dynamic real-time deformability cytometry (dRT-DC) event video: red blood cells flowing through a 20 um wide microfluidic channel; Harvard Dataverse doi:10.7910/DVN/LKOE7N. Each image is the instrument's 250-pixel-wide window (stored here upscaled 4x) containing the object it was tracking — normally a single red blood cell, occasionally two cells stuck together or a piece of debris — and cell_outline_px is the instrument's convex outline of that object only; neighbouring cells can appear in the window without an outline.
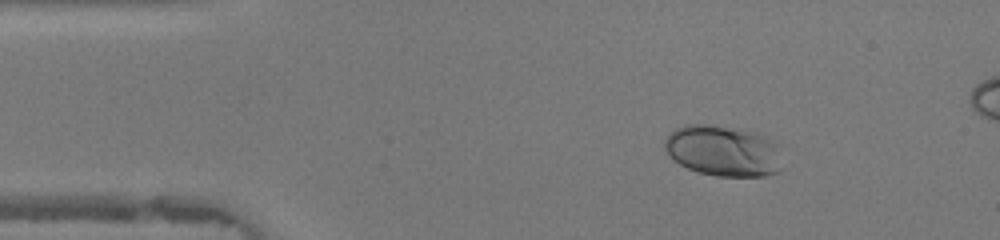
{"species": "human", "species_latin": "Homo sapiens", "temperature_condition": "warm", "stored_images_in_passage": 48, "camera_frame_rate_fps": 3000, "um_per_image_px": 0.085, "donor": {"sex": "female"}, "frame": {"image": 1, "passage_image": 7, "time_ms": 2.0, "image_size_px": [1000, 240], "cell_outline_px": [[780, 172], [764, 176], [716, 176], [700, 172], [688, 168], [672, 160], [664, 148], [664, 140], [676, 128], [684, 124], [708, 124], [748, 128], [760, 132], [776, 140], [780, 144]], "centroid_in_image_um": [61.53, 12.78], "position_along_channel_um": 23.5, "area_um2": 35.95}}
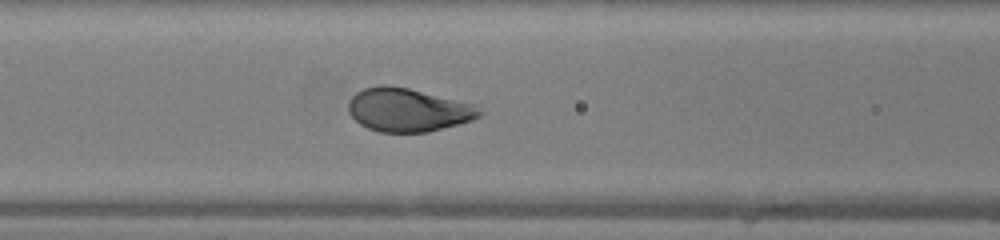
{"frame": {"image": 2, "passage_image": 19, "time_ms": 6.0, "image_size_px": [1000, 240], "cell_outline_px": [[484, 112], [480, 116], [472, 120], [428, 132], [380, 132], [368, 128], [360, 124], [348, 112], [348, 100], [356, 92], [364, 88], [384, 84], [388, 84], [408, 88], [476, 104]], "centroid_in_image_um": [34.68, 9.33], "position_along_channel_um": 131.9, "area_um2": 33.29}}
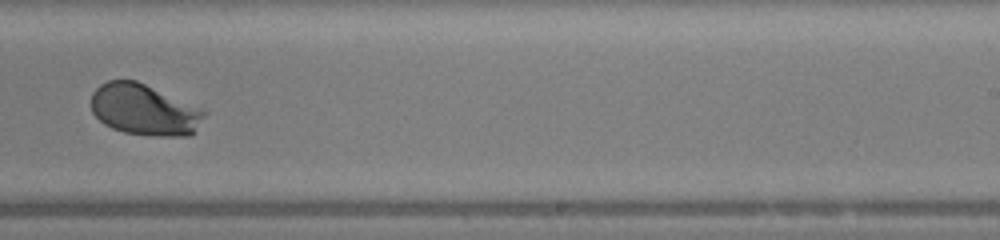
{"frame": {"image": 3, "passage_image": 29, "time_ms": 9.333, "image_size_px": [1000, 240], "cell_outline_px": [[208, 112], [192, 136], [152, 136], [124, 132], [112, 128], [104, 124], [92, 112], [92, 92], [100, 84], [108, 80], [136, 80], [200, 108]], "centroid_in_image_um": [12.27, 9.34], "position_along_channel_um": 276.7, "area_um2": 33.7}, "authors_computed_cell_mechanics": {"area_um2": 34.2465, "velocity_mm_per_s": 4.3601, "shape_relaxation_time_tau1_ms": 1.6429, "shape_relaxation_time_tau2_ms": null, "deformation_change_tau1": 0.1555, "deformation_change_tau2": null}}